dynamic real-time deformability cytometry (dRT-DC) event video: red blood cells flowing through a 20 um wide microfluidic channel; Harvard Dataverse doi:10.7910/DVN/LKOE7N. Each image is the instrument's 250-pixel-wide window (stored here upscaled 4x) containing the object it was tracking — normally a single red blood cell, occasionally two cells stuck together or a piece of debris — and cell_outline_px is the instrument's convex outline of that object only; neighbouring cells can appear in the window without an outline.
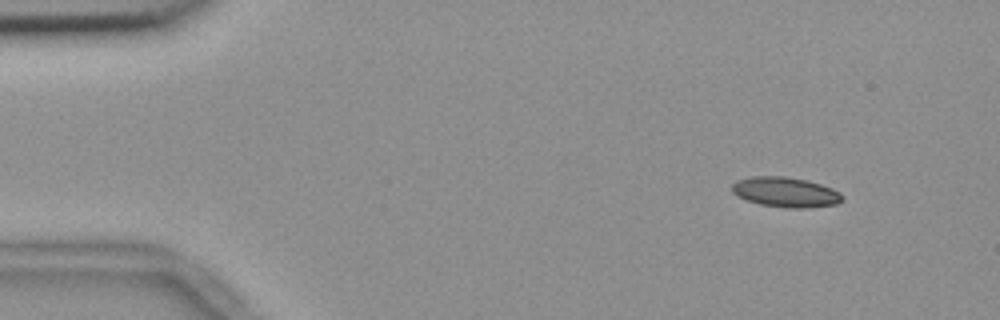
{"species": "common noctule bat (a hibernating species)", "species_latin": "Nyctalus noctula", "temperature_condition": "room temperature", "stored_images_in_passage": 5, "camera_frame_rate_fps": 3000, "um_per_image_px": 0.085, "animal": {"sex": "female", "body_mass_g": 18.4}, "frame": {"image": 1, "passage_image": 1, "time_ms": 0.0, "image_size_px": [1000, 320], "cell_outline_px": [[844, 200], [836, 204], [808, 208], [784, 208], [760, 204], [736, 196], [732, 192], [732, 184], [736, 180], [752, 176], [784, 176], [808, 180], [832, 188], [840, 192], [844, 196]], "centroid_in_image_um": [66.78, 16.33], "position_along_channel_um": 18.2, "area_um2": 19.54}}